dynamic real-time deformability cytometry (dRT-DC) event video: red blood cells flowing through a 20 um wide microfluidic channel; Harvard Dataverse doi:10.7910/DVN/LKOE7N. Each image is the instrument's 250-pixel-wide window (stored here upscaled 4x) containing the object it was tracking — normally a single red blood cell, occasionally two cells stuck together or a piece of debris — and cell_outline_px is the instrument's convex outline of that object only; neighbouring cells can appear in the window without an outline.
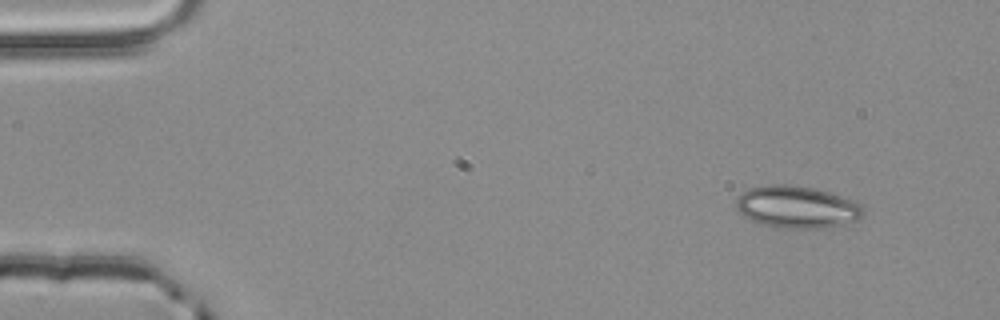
{"species": "common noctule bat (a hibernating species)", "species_latin": "Nyctalus noctula", "temperature_condition": "room temperature", "stored_images_in_passage": 3, "camera_frame_rate_fps": 3000, "um_per_image_px": 0.085, "animal": {"sex": "male", "body_mass_g": 20.4}, "frame": {"image": 1, "passage_image": 1, "time_ms": 0.0, "image_size_px": [1000, 320], "cell_outline_px": [[864, 216], [856, 220], [828, 228], [772, 228], [760, 224], [744, 216], [736, 208], [736, 196], [748, 188], [764, 184], [784, 184], [816, 188], [856, 200], [864, 208]], "centroid_in_image_um": [67.73, 17.59], "position_along_channel_um": 17.3, "area_um2": 31.85}}